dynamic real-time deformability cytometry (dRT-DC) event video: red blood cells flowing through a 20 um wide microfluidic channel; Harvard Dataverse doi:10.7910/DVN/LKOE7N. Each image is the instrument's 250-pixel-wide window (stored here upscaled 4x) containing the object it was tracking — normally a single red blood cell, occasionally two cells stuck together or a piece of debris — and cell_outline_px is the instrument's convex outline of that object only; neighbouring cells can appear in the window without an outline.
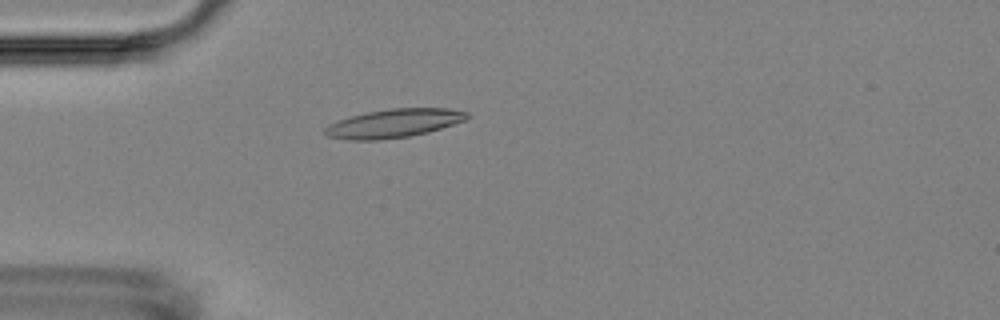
{"species": "Egyptian fruit bat (a non-hibernating species)", "species_latin": "Rousettus aegyptiacus", "temperature_condition": "room temperature", "stored_images_in_passage": 2, "camera_frame_rate_fps": 3000, "um_per_image_px": 0.085, "animal": {"sex": "female"}, "frame": {"image": 1, "passage_image": 1, "time_ms": 0.0, "image_size_px": [1000, 320], "cell_outline_px": [[468, 116], [464, 120], [428, 132], [408, 136], [380, 140], [348, 140], [328, 136], [324, 132], [324, 128], [328, 124], [352, 116], [368, 112], [392, 108], [448, 108], [468, 112]], "centroid_in_image_um": [33.45, 10.48], "position_along_channel_um": 51.6, "area_um2": 23.35}}